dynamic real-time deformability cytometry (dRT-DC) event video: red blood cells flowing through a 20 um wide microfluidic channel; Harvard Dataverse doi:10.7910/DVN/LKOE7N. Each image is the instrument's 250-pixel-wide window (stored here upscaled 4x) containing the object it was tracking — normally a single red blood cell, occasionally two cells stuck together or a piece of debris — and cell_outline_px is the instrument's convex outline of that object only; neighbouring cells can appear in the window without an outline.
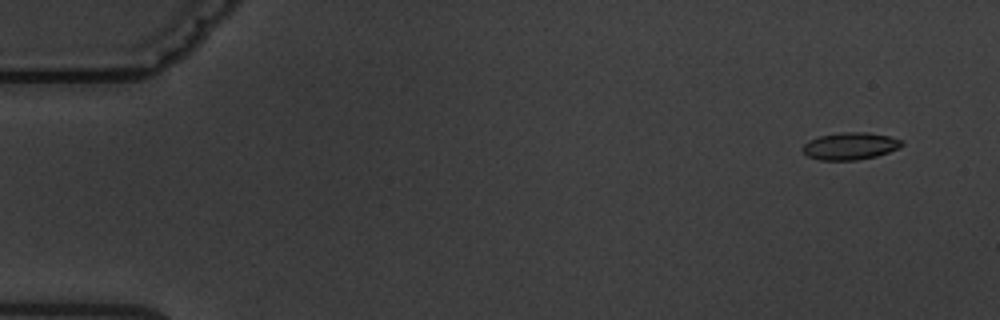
{"species": "common noctule bat (a hibernating species)", "species_latin": "Nyctalus noctula", "temperature_condition": "warm", "stored_images_in_passage": 5, "camera_frame_rate_fps": 3000, "um_per_image_px": 0.085, "animal": {"sex": "male", "body_mass_g": 19.5, "forearm_length_mm": 54.6}, "frame": {"image": 1, "passage_image": 1, "time_ms": 0.0, "image_size_px": [1000, 320], "cell_outline_px": [[904, 144], [900, 148], [876, 156], [856, 160], [820, 160], [808, 156], [800, 148], [808, 140], [820, 136], [844, 132], [868, 132], [888, 136], [904, 140]], "centroid_in_image_um": [72.28, 12.41], "position_along_channel_um": 12.7, "area_um2": 15.78}}
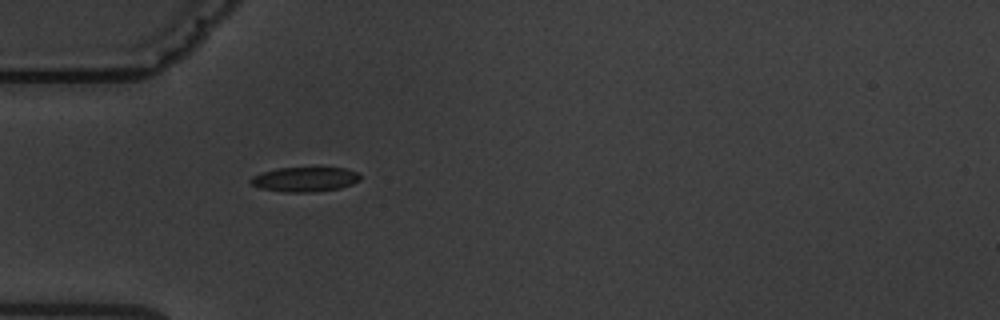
{"frame": {"image": 2, "passage_image": 5, "time_ms": 4.667, "image_size_px": [1000, 320], "cell_outline_px": [[360, 180], [352, 184], [340, 188], [312, 192], [284, 192], [260, 188], [252, 184], [248, 180], [252, 176], [276, 168], [316, 164], [320, 164], [344, 168], [356, 172], [360, 176]], "centroid_in_image_um": [25.94, 15.18], "position_along_channel_um": 59.1, "area_um2": 16.65}}